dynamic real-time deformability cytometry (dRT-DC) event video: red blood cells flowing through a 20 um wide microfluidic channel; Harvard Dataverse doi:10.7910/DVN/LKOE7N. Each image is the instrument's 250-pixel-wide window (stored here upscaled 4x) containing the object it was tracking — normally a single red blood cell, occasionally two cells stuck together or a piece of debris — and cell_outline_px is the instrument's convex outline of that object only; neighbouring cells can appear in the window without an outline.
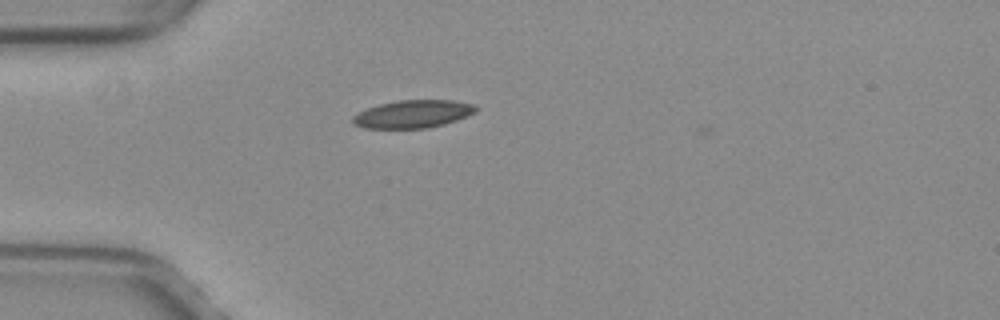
{"species": "common noctule bat (a hibernating species)", "species_latin": "Nyctalus noctula", "temperature_condition": "warm", "stored_images_in_passage": 32, "camera_frame_rate_fps": 3000, "um_per_image_px": 0.085, "animal": {"sex": "female", "body_mass_g": 29.2, "forearm_length_mm": 56.3}, "frame": {"image": 1, "passage_image": 3, "time_ms": 0.667, "image_size_px": [1000, 320], "cell_outline_px": [[480, 108], [476, 112], [456, 120], [444, 124], [428, 128], [364, 128], [352, 124], [352, 116], [356, 112], [380, 104], [396, 100], [452, 100], [476, 104]], "centroid_in_image_um": [35.1, 9.68], "position_along_channel_um": 49.9, "area_um2": 20.17}}
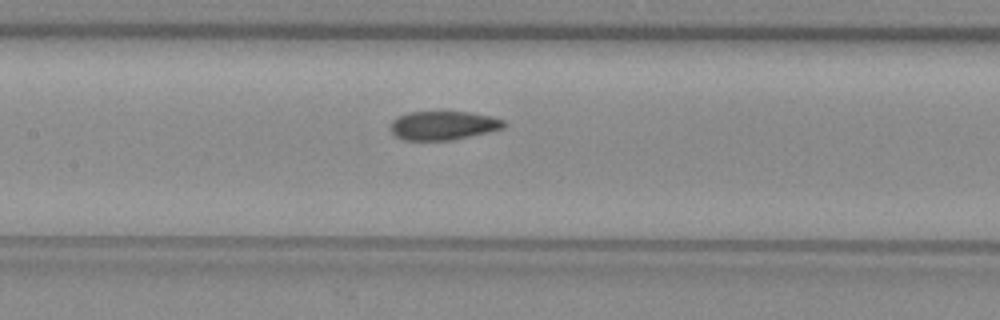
{"frame": {"image": 2, "passage_image": 13, "time_ms": 4.0, "image_size_px": [1000, 320], "cell_outline_px": [[508, 124], [504, 128], [488, 132], [452, 140], [404, 140], [396, 136], [392, 132], [392, 120], [396, 116], [408, 112], [468, 112], [492, 116], [504, 120]], "centroid_in_image_um": [37.7, 10.66], "position_along_channel_um": 169.7, "area_um2": 19.07}}
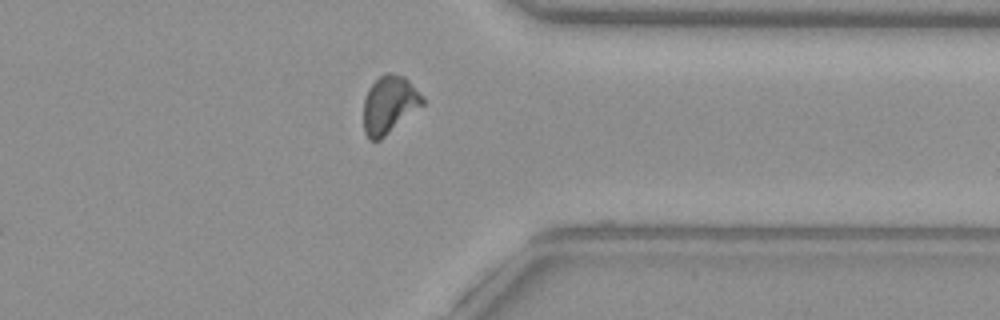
{"frame": {"image": 3, "passage_image": 29, "time_ms": 9.333, "image_size_px": [1000, 320], "cell_outline_px": [[424, 104], [380, 140], [368, 140], [364, 132], [364, 96], [368, 88], [380, 76], [388, 72], [392, 72], [404, 76], [424, 96]], "centroid_in_image_um": [33.08, 8.88], "position_along_channel_um": 378.3, "area_um2": 19.88}, "authors_computed_cell_mechanics": {"area_um2": 19.8254, "velocity_mm_per_s": 4.0191, "shape_relaxation_time_tau1_ms": null, "shape_relaxation_time_tau2_ms": 1.6436, "deformation_change_tau1": null, "deformation_change_tau2": 0.0768}}